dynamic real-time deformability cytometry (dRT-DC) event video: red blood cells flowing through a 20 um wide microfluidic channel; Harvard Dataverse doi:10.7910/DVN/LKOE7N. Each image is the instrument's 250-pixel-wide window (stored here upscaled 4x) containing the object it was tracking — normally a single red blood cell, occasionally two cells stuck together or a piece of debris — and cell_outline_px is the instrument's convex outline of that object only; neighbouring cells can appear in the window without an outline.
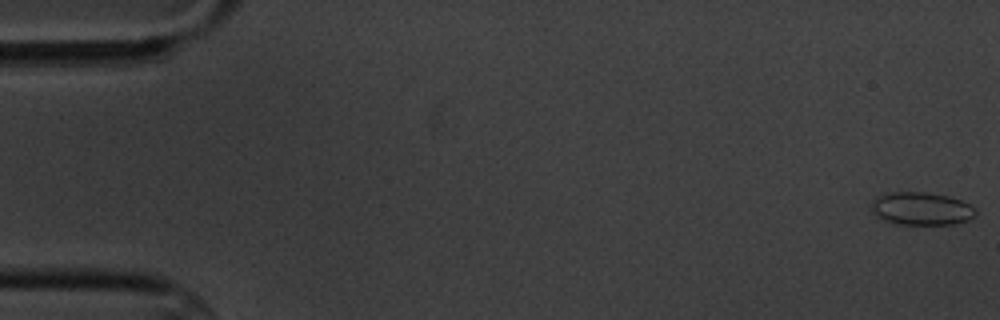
{"species": "common noctule bat (a hibernating species)", "species_latin": "Nyctalus noctula", "temperature_condition": "cold", "stored_images_in_passage": 6, "camera_frame_rate_fps": 3000, "um_per_image_px": 0.085, "animal": {"sex": "male", "body_mass_g": 20.1, "forearm_length_mm": 53.5}, "frame": {"image": 1, "passage_image": 1, "time_ms": 0.0, "image_size_px": [1000, 320], "cell_outline_px": [[976, 216], [968, 220], [952, 224], [892, 224], [876, 216], [872, 212], [872, 200], [876, 196], [892, 192], [924, 192], [948, 196], [960, 200], [976, 208]], "centroid_in_image_um": [78.3, 17.74], "position_along_channel_um": 6.7, "area_um2": 20.06}}
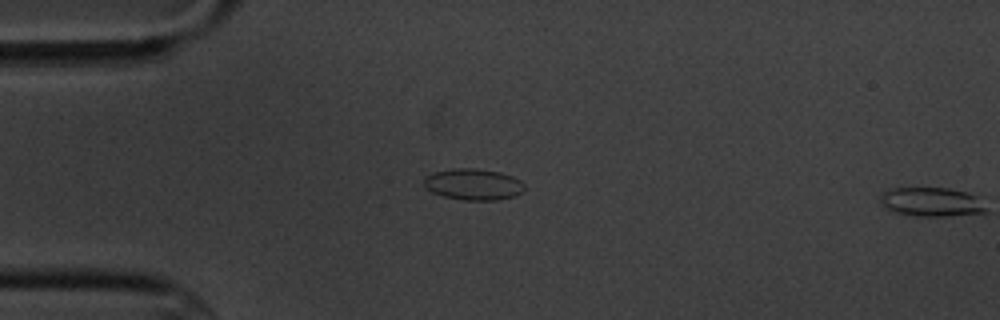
{"frame": {"image": 2, "passage_image": 5, "time_ms": 4.667, "image_size_px": [1000, 320], "cell_outline_px": [[524, 188], [516, 196], [496, 200], [464, 200], [444, 196], [432, 192], [424, 184], [424, 176], [432, 172], [456, 168], [472, 168], [500, 172], [512, 176], [520, 180], [524, 184]], "centroid_in_image_um": [40.23, 15.66], "position_along_channel_um": 44.8, "area_um2": 18.26}}